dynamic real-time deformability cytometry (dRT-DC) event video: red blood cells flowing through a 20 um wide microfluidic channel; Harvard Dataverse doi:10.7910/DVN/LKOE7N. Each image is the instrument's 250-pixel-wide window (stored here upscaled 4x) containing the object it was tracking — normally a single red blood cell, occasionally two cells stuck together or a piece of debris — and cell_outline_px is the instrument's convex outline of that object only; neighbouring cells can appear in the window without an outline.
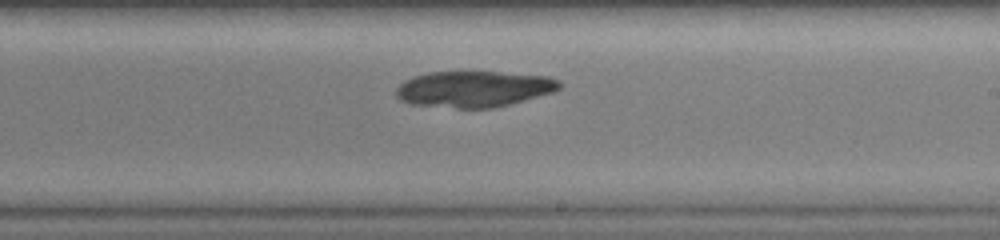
{"species": "common noctule bat (a hibernating species)", "species_latin": "Nyctalus noctula", "temperature_condition": "warm", "stored_images_in_passage": 20, "camera_frame_rate_fps": 3000, "um_per_image_px": 0.085, "animal": {"sex": "female", "body_mass_g": 19.0, "forearm_length_mm": 51.5}, "frame": {"image": 1, "passage_image": 11, "time_ms": 3.333, "image_size_px": [1000, 240], "cell_outline_px": [[564, 84], [560, 88], [552, 92], [524, 100], [492, 108], [456, 108], [412, 104], [400, 100], [396, 96], [396, 88], [404, 80], [412, 76], [428, 72], [496, 72], [548, 76], [560, 80]], "centroid_in_image_um": [40.27, 7.56], "position_along_channel_um": 248.7, "area_um2": 34.39}}
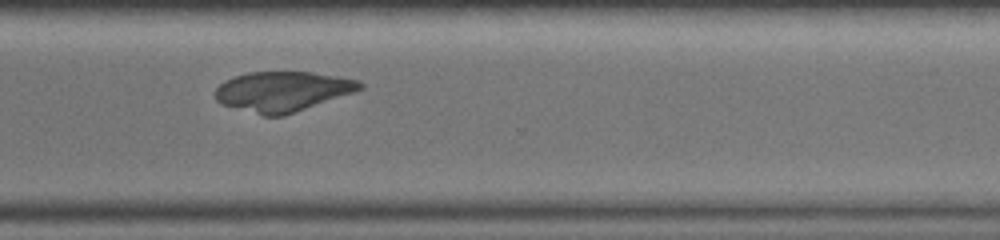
{"frame": {"image": 2, "passage_image": 16, "time_ms": 5.0, "image_size_px": [1000, 240], "cell_outline_px": [[364, 88], [296, 112], [284, 116], [264, 116], [220, 104], [216, 100], [216, 88], [224, 80], [232, 76], [248, 72], [312, 72], [360, 80], [364, 84]], "centroid_in_image_um": [24.0, 7.77], "position_along_channel_um": 346.6, "area_um2": 33.76}}
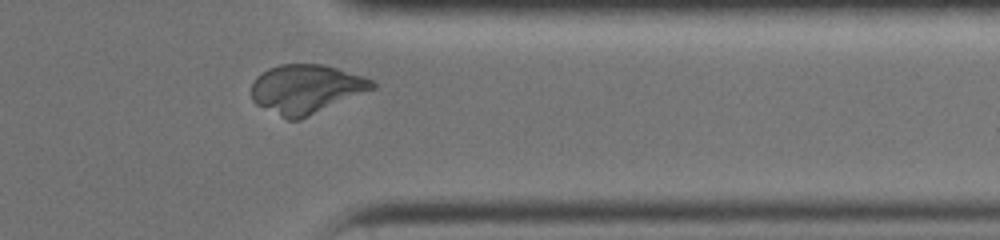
{"frame": {"image": 3, "passage_image": 18, "time_ms": 5.667, "image_size_px": [1000, 240], "cell_outline_px": [[376, 88], [300, 120], [288, 120], [256, 104], [252, 100], [252, 84], [256, 76], [268, 68], [280, 64], [324, 64], [364, 76], [372, 80], [376, 84]], "centroid_in_image_um": [26.03, 7.56], "position_along_channel_um": 385.4, "area_um2": 34.62}}